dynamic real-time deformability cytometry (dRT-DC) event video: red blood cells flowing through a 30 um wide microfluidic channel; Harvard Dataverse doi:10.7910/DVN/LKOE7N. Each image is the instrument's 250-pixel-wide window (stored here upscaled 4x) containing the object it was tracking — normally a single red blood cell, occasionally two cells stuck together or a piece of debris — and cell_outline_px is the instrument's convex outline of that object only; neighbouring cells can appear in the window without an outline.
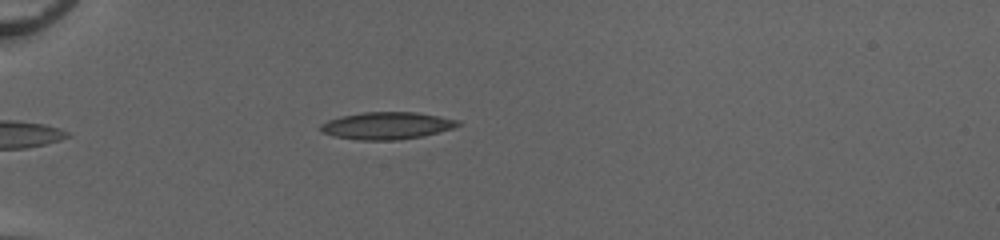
{"species": "common noctule bat (a hibernating species)", "species_latin": "Nyctalus noctula", "temperature_condition": "cold", "stored_images_in_passage": 36, "camera_frame_rate_fps": 3000, "um_per_image_px": 0.085, "animal": {"sex": "female", "body_mass_g": 20.0, "forearm_length_mm": 54.0}, "frame": {"image": 1, "passage_image": 1, "time_ms": 0.0, "image_size_px": [1000, 240], "cell_outline_px": [[460, 124], [452, 128], [420, 136], [396, 140], [360, 140], [336, 136], [324, 132], [320, 128], [328, 120], [344, 116], [364, 112], [412, 112], [460, 120]], "centroid_in_image_um": [32.89, 10.68], "position_along_channel_um": 52.1, "area_um2": 21.1}}
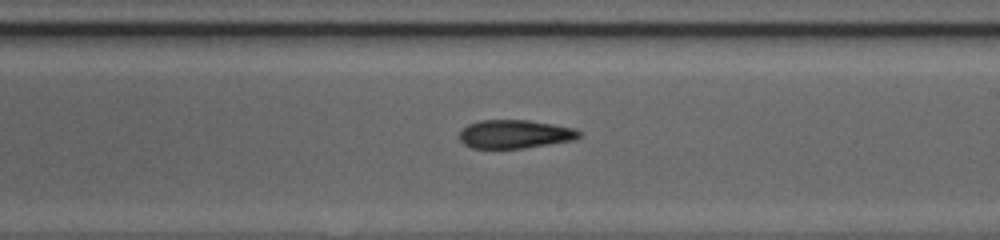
{"frame": {"image": 2, "passage_image": 17, "time_ms": 5.333, "image_size_px": [1000, 240], "cell_outline_px": [[580, 136], [572, 140], [524, 148], [472, 148], [464, 144], [460, 140], [460, 132], [468, 124], [480, 120], [528, 120], [576, 128], [580, 132]], "centroid_in_image_um": [43.75, 11.39], "position_along_channel_um": 245.2, "area_um2": 19.71}}
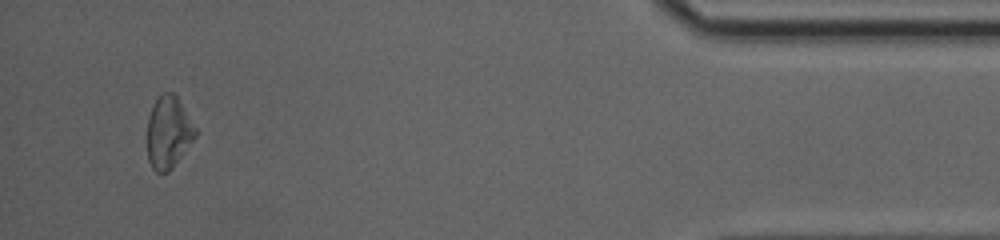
{"frame": {"image": 3, "passage_image": 34, "time_ms": 11.0, "image_size_px": [1000, 240], "cell_outline_px": [[196, 136], [172, 168], [168, 172], [156, 172], [152, 168], [148, 160], [148, 116], [152, 104], [164, 92], [172, 92], [176, 96], [196, 128]], "centroid_in_image_um": [14.3, 11.25], "position_along_channel_um": 420.9, "area_um2": 19.94}, "authors_computed_cell_mechanics": {"area_um2": 20.4323, "velocity_mm_per_s": 4.1168, "shape_relaxation_time_tau1_ms": 7.3877, "shape_relaxation_time_tau2_ms": 3.9706, "deformation_change_tau1": 0.1762, "deformation_change_tau2": 0.1444}}